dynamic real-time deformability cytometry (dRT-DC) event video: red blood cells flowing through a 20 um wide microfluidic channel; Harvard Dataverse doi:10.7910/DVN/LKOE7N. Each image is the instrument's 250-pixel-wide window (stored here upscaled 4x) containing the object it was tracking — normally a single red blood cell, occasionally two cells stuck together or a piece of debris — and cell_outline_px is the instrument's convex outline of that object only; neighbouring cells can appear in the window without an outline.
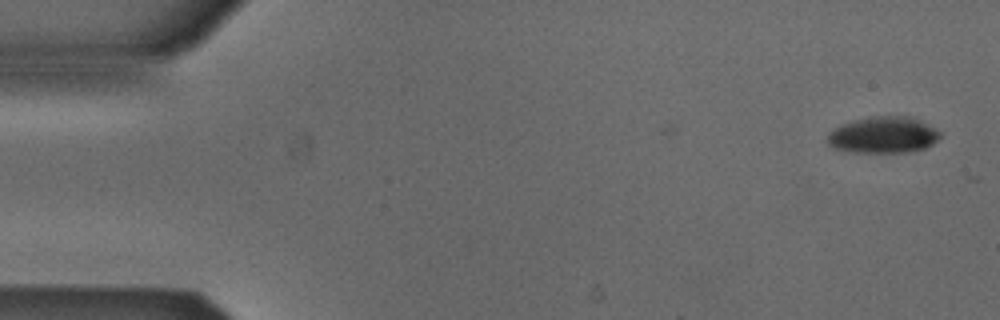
{"species": "Egyptian fruit bat (a non-hibernating species)", "species_latin": "Rousettus aegyptiacus", "temperature_condition": "cold", "stored_images_in_passage": 2, "camera_frame_rate_fps": 3000, "um_per_image_px": 0.085, "animal": {"sex": "male"}, "frame": {"image": 1, "passage_image": 2, "time_ms": 0.333, "image_size_px": [1000, 320], "cell_outline_px": [[940, 136], [932, 144], [924, 148], [908, 152], [852, 152], [832, 148], [828, 144], [828, 132], [840, 124], [872, 116], [908, 116], [920, 120], [940, 132]], "centroid_in_image_um": [75.04, 11.47], "position_along_channel_um": 10.0, "area_um2": 23.81}}